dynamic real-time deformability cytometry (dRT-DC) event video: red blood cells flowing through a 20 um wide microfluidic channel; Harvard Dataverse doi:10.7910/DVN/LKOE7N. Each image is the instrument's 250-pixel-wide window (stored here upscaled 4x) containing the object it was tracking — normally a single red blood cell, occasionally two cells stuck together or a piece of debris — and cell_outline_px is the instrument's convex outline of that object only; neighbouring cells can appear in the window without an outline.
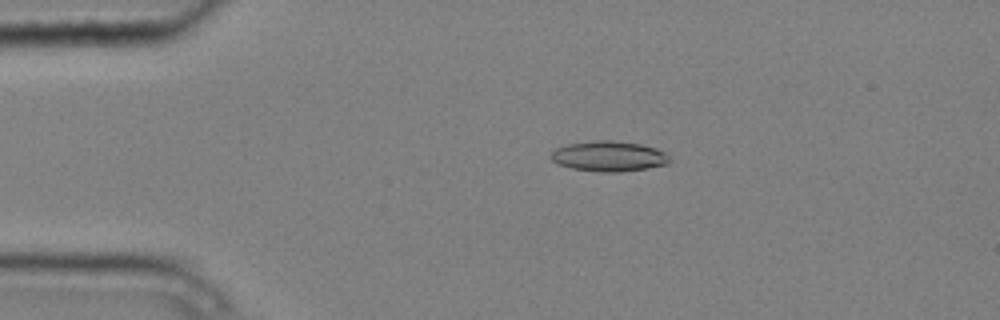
{"species": "common noctule bat (a hibernating species)", "species_latin": "Nyctalus noctula", "temperature_condition": "cold", "stored_images_in_passage": 5, "camera_frame_rate_fps": 3000, "um_per_image_px": 0.085, "animal": {"sex": "male", "body_mass_g": 20.4}, "frame": {"image": 1, "passage_image": 2, "time_ms": 0.333, "image_size_px": [1000, 320], "cell_outline_px": [[672, 160], [668, 164], [648, 168], [620, 172], [600, 172], [572, 168], [556, 164], [548, 156], [556, 148], [568, 144], [596, 140], [612, 140], [640, 144], [656, 148], [664, 152]], "centroid_in_image_um": [51.74, 13.28], "position_along_channel_um": 33.3, "area_um2": 21.1}}
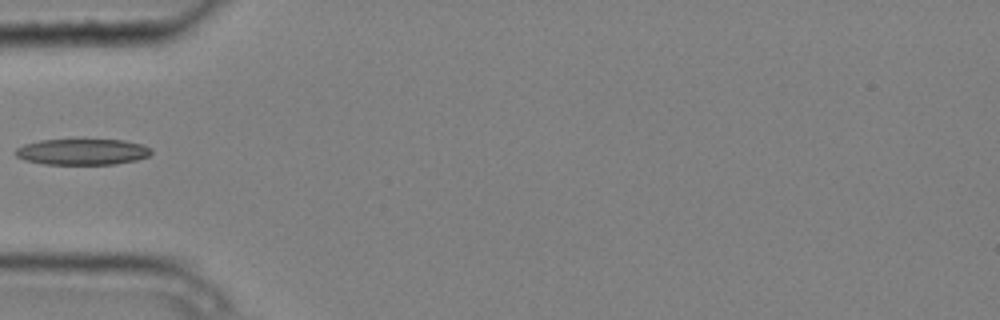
{"frame": {"image": 2, "passage_image": 4, "time_ms": 1.0, "image_size_px": [1000, 320], "cell_outline_px": [[152, 152], [148, 156], [136, 160], [116, 164], [44, 164], [24, 160], [16, 156], [16, 148], [24, 144], [40, 140], [124, 140], [144, 144], [152, 148]], "centroid_in_image_um": [7.03, 12.9], "position_along_channel_um": 78.0, "area_um2": 20.63}}
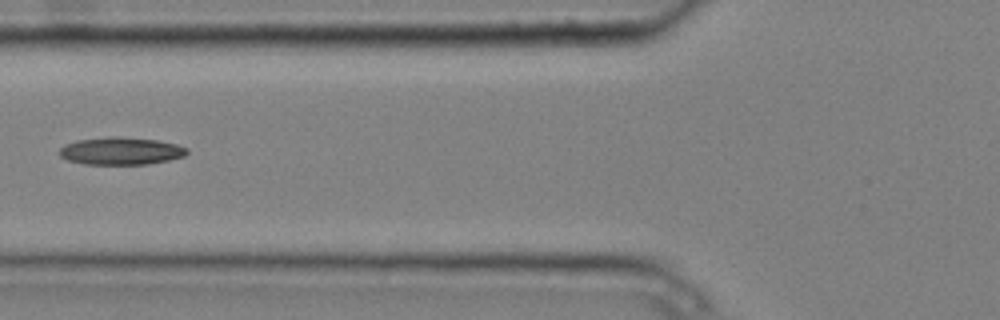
{"frame": {"image": 3, "passage_image": 5, "time_ms": 1.333, "image_size_px": [1000, 320], "cell_outline_px": [[188, 152], [184, 156], [168, 160], [148, 164], [84, 164], [68, 160], [60, 156], [60, 148], [64, 144], [76, 140], [112, 136], [116, 136], [156, 140], [176, 144], [188, 148]], "centroid_in_image_um": [10.26, 12.83], "position_along_channel_um": 115.5, "area_um2": 20.4}}